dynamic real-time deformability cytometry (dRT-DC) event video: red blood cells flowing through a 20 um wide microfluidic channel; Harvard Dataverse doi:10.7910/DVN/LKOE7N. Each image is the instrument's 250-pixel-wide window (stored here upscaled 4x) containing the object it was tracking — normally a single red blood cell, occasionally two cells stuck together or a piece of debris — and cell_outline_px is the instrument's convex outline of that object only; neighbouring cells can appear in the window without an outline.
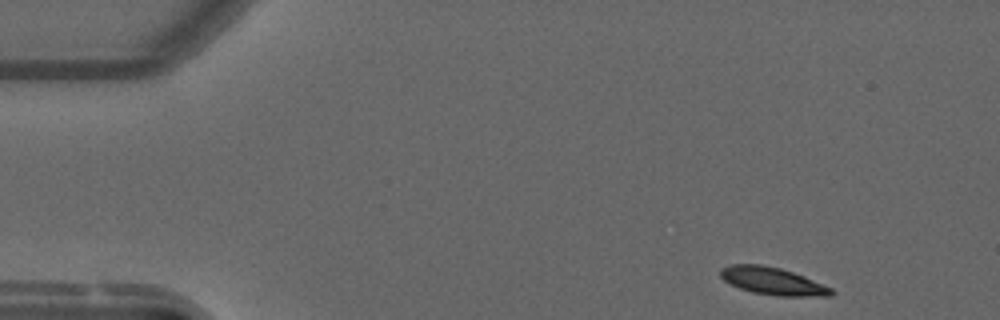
{"species": "common noctule bat (a hibernating species)", "species_latin": "Nyctalus noctula", "temperature_condition": "warm", "stored_images_in_passage": 11, "camera_frame_rate_fps": 3000, "um_per_image_px": 0.085, "animal": {"sex": "male", "forearm_length_mm": 52.5}, "frame": {"image": 1, "passage_image": 1, "time_ms": 0.0, "image_size_px": [1000, 320], "cell_outline_px": [[836, 292], [832, 296], [780, 296], [752, 292], [740, 288], [724, 280], [720, 276], [720, 268], [732, 264], [760, 264], [780, 268], [804, 276], [832, 288]], "centroid_in_image_um": [65.7, 23.89], "position_along_channel_um": 19.3, "area_um2": 17.69}}
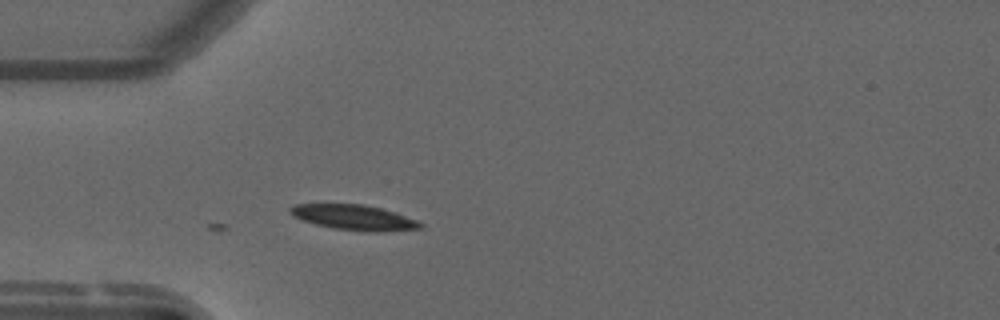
{"frame": {"image": 2, "passage_image": 11, "time_ms": 3.333, "image_size_px": [1000, 320], "cell_outline_px": [[424, 228], [380, 232], [368, 232], [332, 228], [316, 224], [292, 216], [288, 212], [288, 208], [292, 204], [364, 204], [396, 212], [416, 220], [424, 224]], "centroid_in_image_um": [30.09, 18.48], "position_along_channel_um": 54.9, "area_um2": 19.31}}